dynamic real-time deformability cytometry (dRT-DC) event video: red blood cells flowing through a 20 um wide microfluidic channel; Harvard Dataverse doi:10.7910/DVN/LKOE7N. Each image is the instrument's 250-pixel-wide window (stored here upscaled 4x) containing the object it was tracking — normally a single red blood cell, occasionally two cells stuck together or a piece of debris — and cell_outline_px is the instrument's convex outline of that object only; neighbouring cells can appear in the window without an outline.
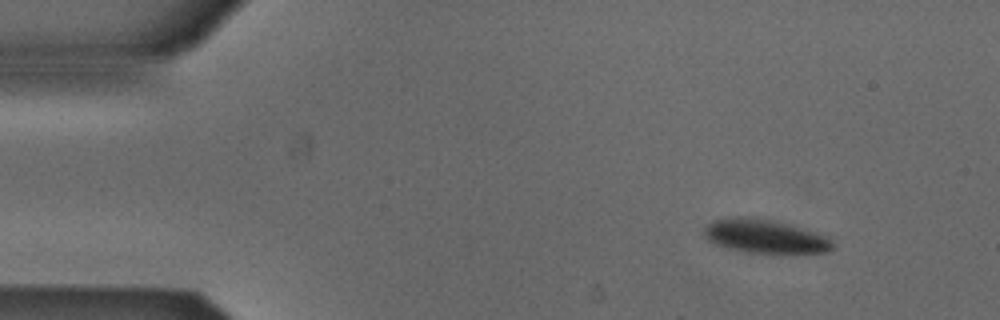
{"species": "Egyptian fruit bat (a non-hibernating species)", "species_latin": "Rousettus aegyptiacus", "temperature_condition": "cold", "stored_images_in_passage": 6, "camera_frame_rate_fps": 3000, "um_per_image_px": 0.085, "animal": {"sex": "male"}, "frame": {"image": 1, "passage_image": 1, "time_ms": 0.0, "image_size_px": [1000, 320], "cell_outline_px": [[836, 244], [828, 252], [784, 256], [776, 256], [748, 252], [728, 248], [712, 244], [704, 236], [704, 228], [708, 224], [716, 220], [768, 220], [816, 232], [828, 236]], "centroid_in_image_um": [65.16, 20.21], "position_along_channel_um": 19.8, "area_um2": 25.14}}
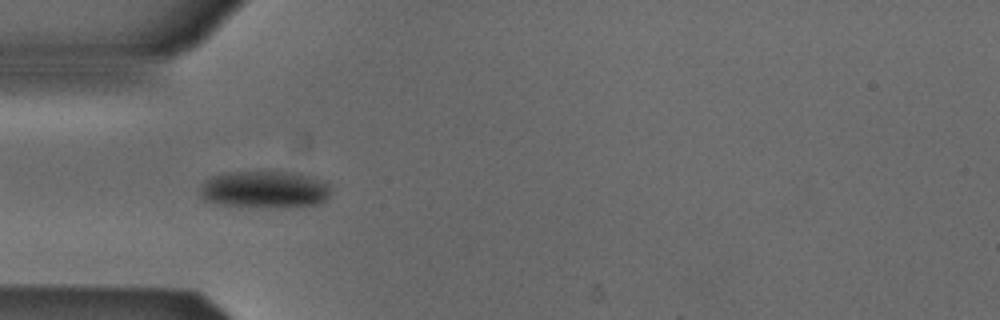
{"frame": {"image": 2, "passage_image": 4, "time_ms": 1.0, "image_size_px": [1000, 320], "cell_outline_px": [[328, 196], [324, 200], [316, 204], [220, 204], [204, 200], [200, 196], [200, 188], [204, 180], [212, 176], [224, 172], [276, 168], [300, 172], [312, 176], [328, 184]], "centroid_in_image_um": [22.43, 15.97], "position_along_channel_um": 62.6, "area_um2": 28.03}}
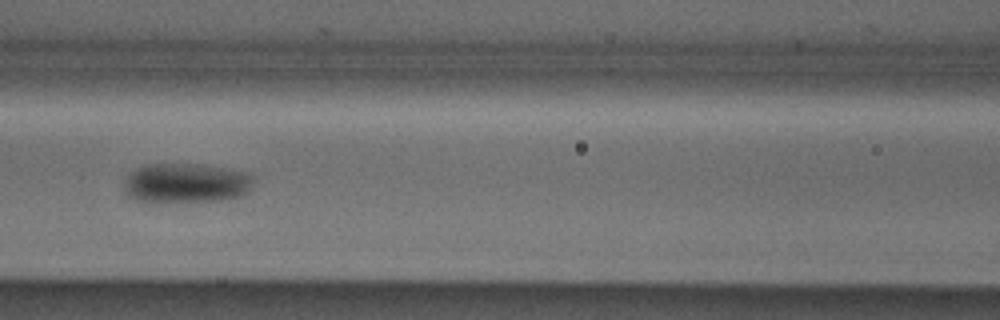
{"frame": {"image": 3, "passage_image": 6, "time_ms": 1.667, "image_size_px": [1000, 320], "cell_outline_px": [[252, 176], [248, 188], [240, 196], [228, 200], [164, 204], [152, 204], [136, 200], [128, 196], [124, 188], [124, 184], [128, 176], [136, 168], [144, 164], [196, 164], [248, 172]], "centroid_in_image_um": [15.73, 15.61], "position_along_channel_um": 150.9, "area_um2": 30.46}}